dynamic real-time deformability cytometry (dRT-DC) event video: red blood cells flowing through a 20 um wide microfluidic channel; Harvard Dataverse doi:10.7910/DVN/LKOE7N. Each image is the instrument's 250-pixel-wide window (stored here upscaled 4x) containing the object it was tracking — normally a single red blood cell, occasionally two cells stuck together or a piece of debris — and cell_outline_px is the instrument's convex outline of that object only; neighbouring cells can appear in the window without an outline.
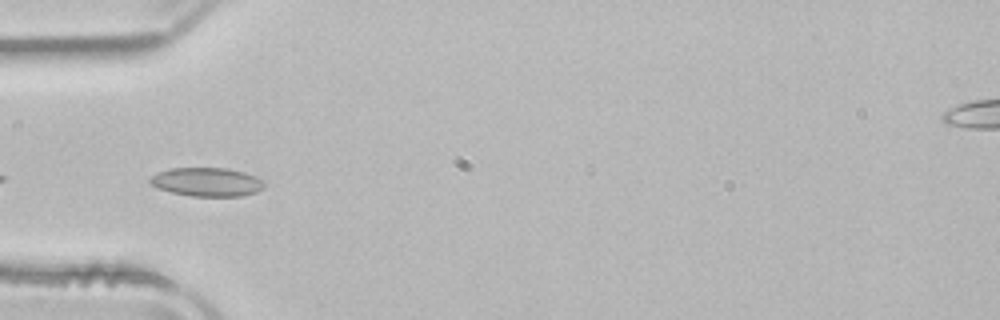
{"species": "common noctule bat (a hibernating species)", "species_latin": "Nyctalus noctula", "temperature_condition": "room temperature", "stored_images_in_passage": 8, "camera_frame_rate_fps": 3000, "um_per_image_px": 0.085, "animal": {"sex": "male", "body_mass_g": 21.5, "forearm_length_mm": 52.0}, "frame": {"image": 1, "passage_image": 2, "time_ms": 0.333, "image_size_px": [1000, 320], "cell_outline_px": [[264, 188], [256, 192], [244, 196], [192, 196], [172, 192], [156, 188], [148, 180], [148, 176], [156, 172], [168, 168], [228, 168], [244, 172], [256, 176], [264, 180]], "centroid_in_image_um": [17.57, 15.46], "position_along_channel_um": 67.4, "area_um2": 19.42}}